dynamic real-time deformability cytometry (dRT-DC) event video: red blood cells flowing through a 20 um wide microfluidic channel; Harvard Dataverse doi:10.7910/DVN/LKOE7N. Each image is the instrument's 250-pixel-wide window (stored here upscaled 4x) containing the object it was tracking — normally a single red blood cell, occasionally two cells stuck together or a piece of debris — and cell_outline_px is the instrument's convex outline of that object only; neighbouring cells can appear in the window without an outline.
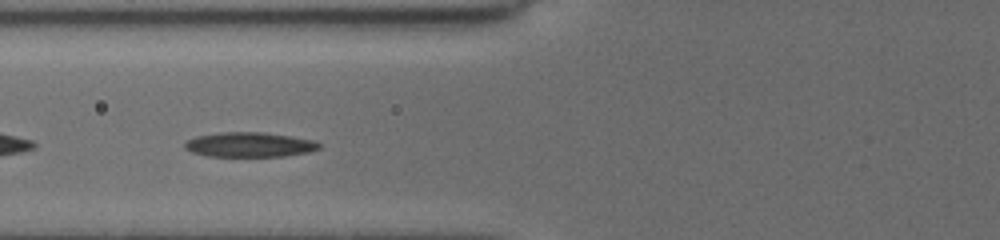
{"species": "common noctule bat (a hibernating species)", "species_latin": "Nyctalus noctula", "temperature_condition": "cold", "stored_images_in_passage": 36, "camera_frame_rate_fps": 3000, "um_per_image_px": 0.085, "animal": {"sex": "female", "body_mass_g": 19.5, "forearm_length_mm": 54.1}, "frame": {"image": 1, "passage_image": 4, "time_ms": 1.0, "image_size_px": [1000, 240], "cell_outline_px": [[320, 148], [308, 152], [284, 156], [208, 156], [192, 152], [184, 148], [184, 144], [188, 140], [196, 136], [224, 132], [260, 132], [316, 140], [320, 144]], "centroid_in_image_um": [21.21, 12.3], "position_along_channel_um": 104.6, "area_um2": 19.19}}
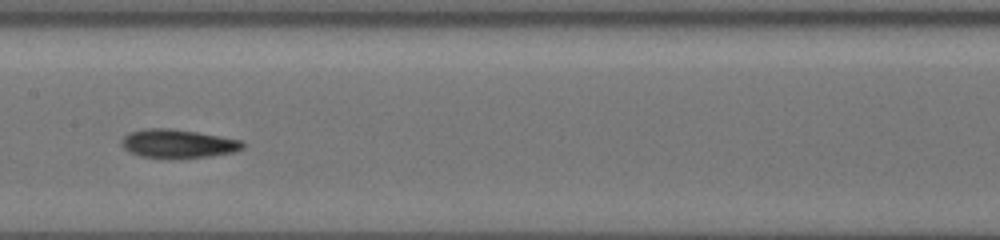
{"frame": {"image": 2, "passage_image": 11, "time_ms": 3.333, "image_size_px": [1000, 240], "cell_outline_px": [[244, 148], [236, 152], [208, 156], [140, 156], [128, 152], [120, 144], [120, 140], [128, 132], [144, 128], [172, 128], [244, 140]], "centroid_in_image_um": [15.12, 12.17], "position_along_channel_um": 192.3, "area_um2": 19.88}}
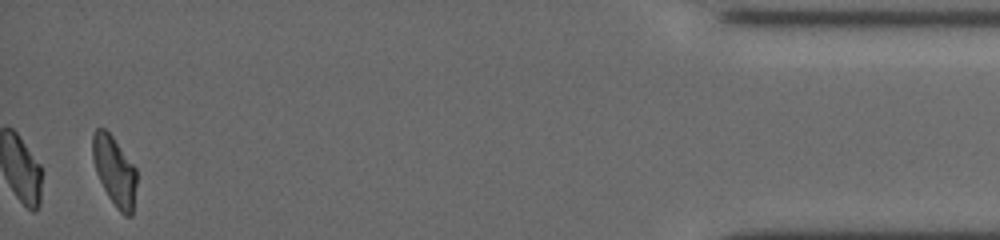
{"frame": {"image": 3, "passage_image": 35, "time_ms": 11.333, "image_size_px": [1000, 240], "cell_outline_px": [[136, 184], [132, 216], [124, 216], [116, 208], [108, 196], [96, 172], [92, 156], [92, 132], [96, 128], [104, 128], [112, 136], [136, 168]], "centroid_in_image_um": [9.72, 14.53], "position_along_channel_um": 425.5, "area_um2": 17.74}, "authors_computed_cell_mechanics": {"area_um2": 18.9584, "velocity_mm_per_s": 3.7464, "shape_relaxation_time_tau1_ms": 5.0198, "shape_relaxation_time_tau2_ms": 2.3743, "deformation_change_tau1": 0.1626, "deformation_change_tau2": 0.0706}}